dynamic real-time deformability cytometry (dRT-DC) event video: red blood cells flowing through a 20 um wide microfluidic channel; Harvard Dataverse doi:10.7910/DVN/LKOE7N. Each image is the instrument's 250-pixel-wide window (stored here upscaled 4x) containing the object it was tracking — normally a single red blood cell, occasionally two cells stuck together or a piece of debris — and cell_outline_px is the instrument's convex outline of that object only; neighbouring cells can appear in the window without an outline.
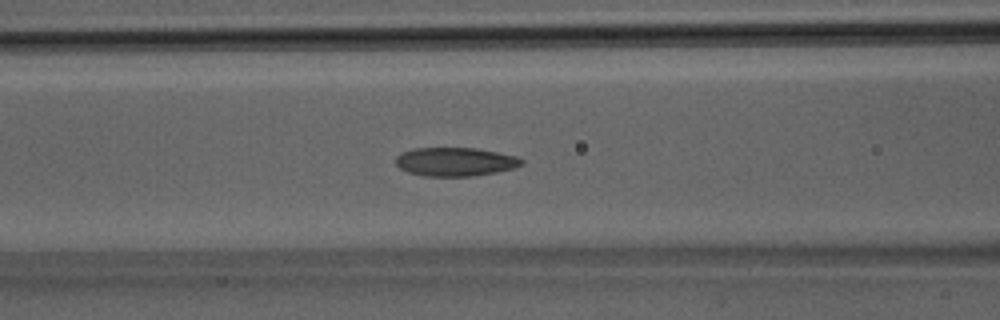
{"species": "Egyptian fruit bat (a non-hibernating species)", "species_latin": "Rousettus aegyptiacus", "temperature_condition": "room temperature", "stored_images_in_passage": 36, "camera_frame_rate_fps": 3000, "um_per_image_px": 0.085, "animal": {"sex": "male"}, "frame": {"image": 1, "passage_image": 15, "time_ms": 4.667, "image_size_px": [1000, 320], "cell_outline_px": [[524, 164], [512, 168], [496, 172], [472, 176], [424, 176], [408, 172], [400, 168], [396, 164], [396, 156], [400, 152], [416, 148], [476, 148], [516, 156], [524, 160]], "centroid_in_image_um": [38.68, 13.75], "position_along_channel_um": 127.9, "area_um2": 20.98}}
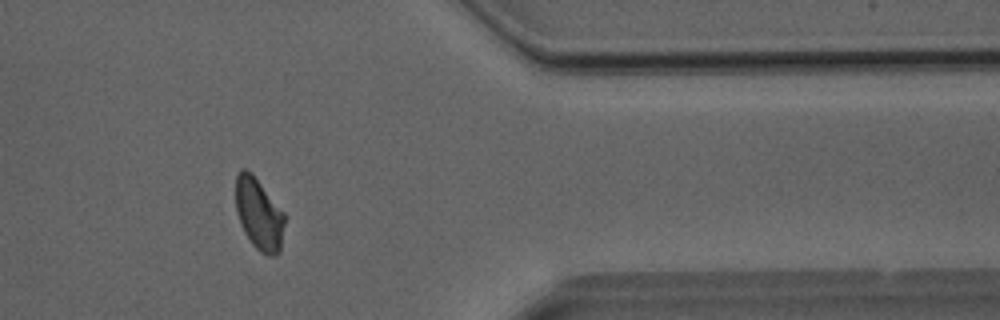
{"frame": {"image": 2, "passage_image": 30, "time_ms": 9.667, "image_size_px": [1000, 320], "cell_outline_px": [[284, 224], [280, 252], [276, 256], [268, 256], [260, 252], [252, 244], [244, 232], [236, 212], [236, 176], [240, 168], [244, 168], [252, 172], [284, 212]], "centroid_in_image_um": [22.0, 18.19], "position_along_channel_um": 389.4, "area_um2": 20.58}}
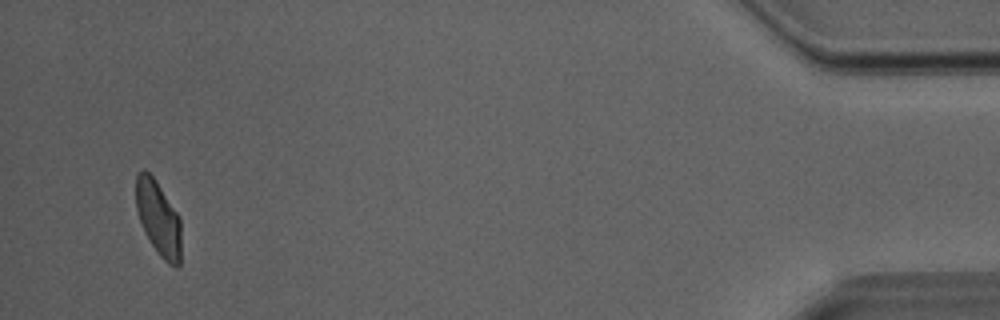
{"frame": {"image": 3, "passage_image": 35, "time_ms": 11.333, "image_size_px": [1000, 320], "cell_outline_px": [[180, 264], [176, 268], [168, 264], [160, 256], [152, 244], [140, 220], [136, 208], [136, 176], [144, 168], [156, 180], [180, 216]], "centroid_in_image_um": [13.48, 18.54], "position_along_channel_um": 421.7, "area_um2": 19.48}}